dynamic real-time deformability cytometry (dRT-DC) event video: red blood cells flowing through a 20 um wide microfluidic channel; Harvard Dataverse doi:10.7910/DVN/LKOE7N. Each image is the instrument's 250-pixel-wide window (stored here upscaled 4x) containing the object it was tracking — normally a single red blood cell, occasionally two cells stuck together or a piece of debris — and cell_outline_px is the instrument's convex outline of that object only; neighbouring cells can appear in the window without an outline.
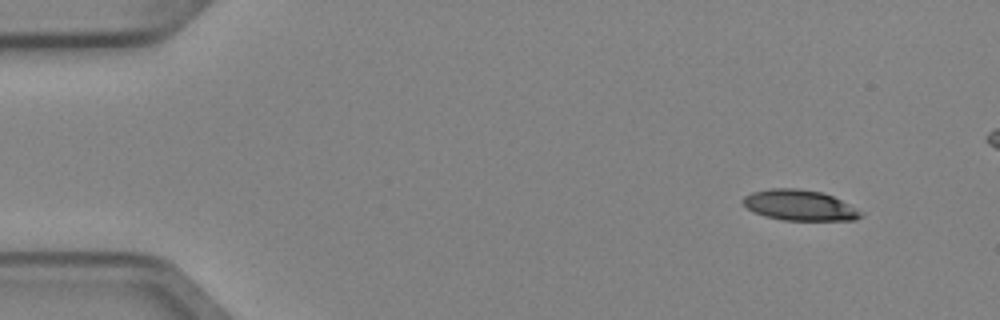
{"species": "Egyptian fruit bat (a non-hibernating species)", "species_latin": "Rousettus aegyptiacus", "temperature_condition": "cold", "stored_images_in_passage": 5, "camera_frame_rate_fps": 3000, "um_per_image_px": 0.085, "animal": {"sex": "female"}, "frame": {"image": 1, "passage_image": 1, "time_ms": 0.0, "image_size_px": [1000, 320], "cell_outline_px": [[864, 216], [856, 220], [784, 220], [764, 216], [748, 208], [740, 200], [744, 196], [752, 192], [768, 188], [800, 188], [820, 192], [832, 196], [864, 212]], "centroid_in_image_um": [67.97, 17.44], "position_along_channel_um": 17.0, "area_um2": 21.04}}
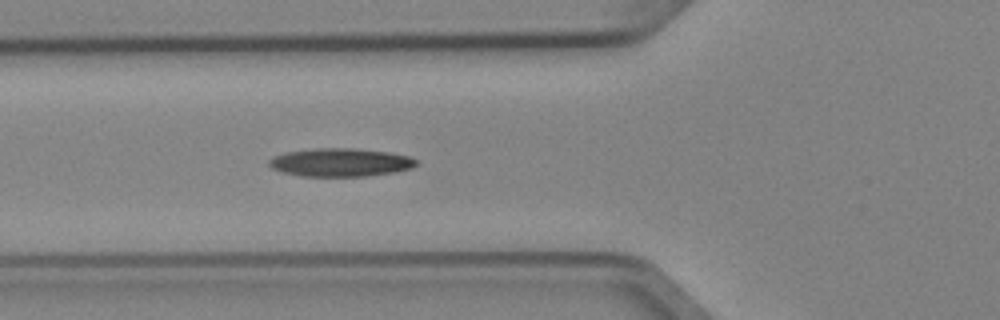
{"frame": {"image": 2, "passage_image": 5, "time_ms": 1.333, "image_size_px": [1000, 320], "cell_outline_px": [[416, 164], [412, 168], [396, 172], [368, 176], [300, 176], [284, 172], [272, 168], [268, 164], [268, 160], [272, 156], [284, 152], [316, 148], [356, 148], [388, 152], [408, 156], [416, 160]], "centroid_in_image_um": [28.91, 13.8], "position_along_channel_um": 96.9, "area_um2": 24.33}}